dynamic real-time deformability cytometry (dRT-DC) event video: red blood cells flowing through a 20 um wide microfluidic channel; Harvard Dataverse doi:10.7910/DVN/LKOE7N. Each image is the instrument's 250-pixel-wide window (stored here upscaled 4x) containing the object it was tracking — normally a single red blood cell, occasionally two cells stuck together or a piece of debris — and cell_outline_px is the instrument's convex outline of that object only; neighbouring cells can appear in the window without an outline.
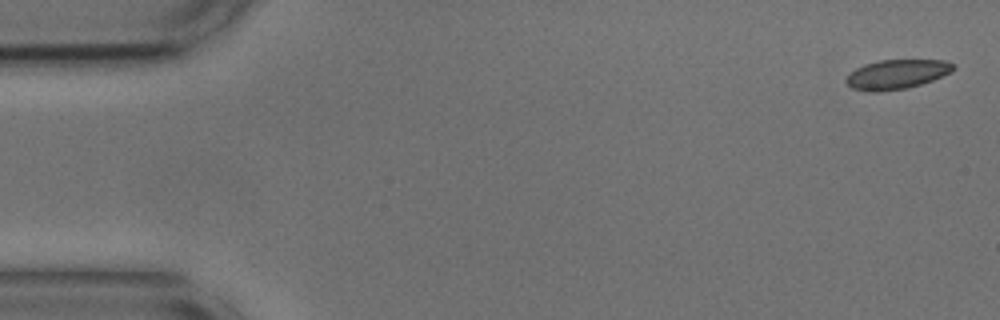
{"species": "common noctule bat (a hibernating species)", "species_latin": "Nyctalus noctula", "temperature_condition": "cold", "stored_images_in_passage": 5, "camera_frame_rate_fps": 3000, "um_per_image_px": 0.085, "animal": {"sex": "male", "body_mass_g": 17.9, "forearm_length_mm": 54.2}, "frame": {"image": 1, "passage_image": 1, "time_ms": 0.0, "image_size_px": [1000, 320], "cell_outline_px": [[956, 68], [952, 72], [932, 80], [908, 88], [876, 92], [868, 92], [852, 88], [844, 80], [856, 68], [864, 64], [880, 60], [944, 60], [956, 64]], "centroid_in_image_um": [76.25, 6.31], "position_along_channel_um": 8.8, "area_um2": 18.44}}
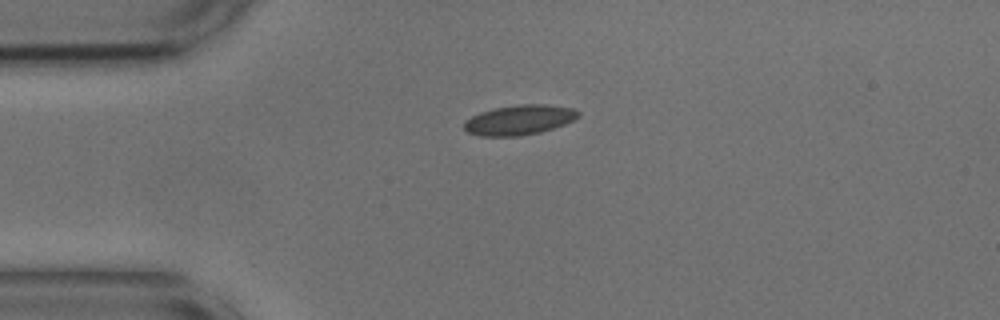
{"frame": {"image": 2, "passage_image": 4, "time_ms": 1.0, "image_size_px": [1000, 320], "cell_outline_px": [[580, 116], [564, 124], [540, 132], [520, 136], [480, 136], [468, 132], [464, 128], [464, 120], [480, 112], [496, 108], [520, 104], [544, 104], [572, 108], [580, 112]], "centroid_in_image_um": [44.12, 10.19], "position_along_channel_um": 40.9, "area_um2": 19.77}}